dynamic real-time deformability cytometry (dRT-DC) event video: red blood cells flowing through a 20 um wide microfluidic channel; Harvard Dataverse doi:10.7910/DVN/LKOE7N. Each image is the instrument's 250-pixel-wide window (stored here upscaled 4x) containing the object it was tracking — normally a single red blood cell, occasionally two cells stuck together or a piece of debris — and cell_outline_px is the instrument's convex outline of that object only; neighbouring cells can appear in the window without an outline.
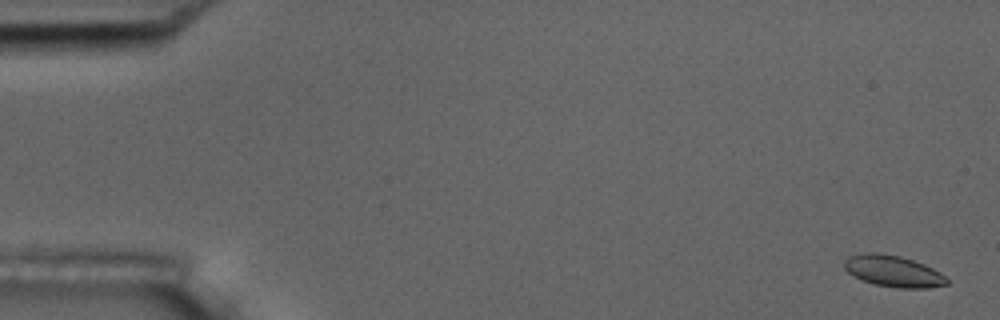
{"species": "common noctule bat (a hibernating species)", "species_latin": "Nyctalus noctula", "temperature_condition": "room temperature", "stored_images_in_passage": 6, "camera_frame_rate_fps": 3000, "um_per_image_px": 0.085, "animal": {"sex": "male", "body_mass_g": 17.5, "forearm_length_mm": 52.3}, "frame": {"image": 1, "passage_image": 1, "time_ms": 0.0, "image_size_px": [1000, 320], "cell_outline_px": [[948, 284], [928, 288], [896, 288], [876, 284], [864, 280], [848, 272], [844, 268], [844, 260], [848, 256], [864, 252], [880, 252], [900, 256], [924, 264], [940, 272], [948, 280]], "centroid_in_image_um": [75.92, 23.03], "position_along_channel_um": 9.1, "area_um2": 18.73}}
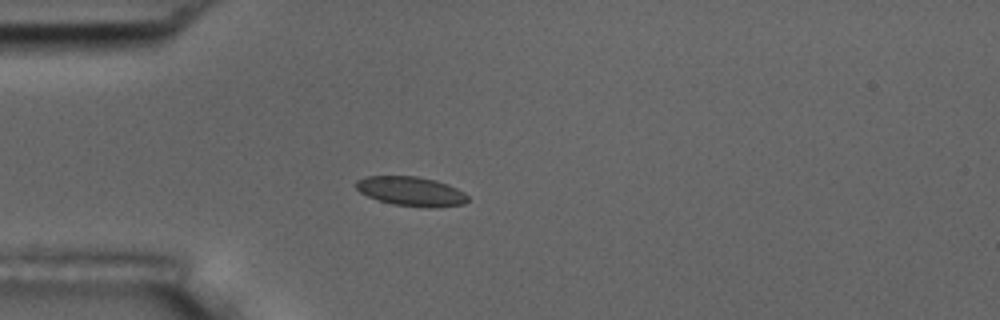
{"frame": {"image": 2, "passage_image": 5, "time_ms": 4.667, "image_size_px": [1000, 320], "cell_outline_px": [[468, 200], [464, 204], [436, 208], [428, 208], [392, 204], [368, 196], [360, 192], [356, 188], [356, 180], [364, 176], [416, 176], [436, 180], [448, 184], [464, 192], [468, 196]], "centroid_in_image_um": [34.96, 16.26], "position_along_channel_um": 50.0, "area_um2": 19.25}}